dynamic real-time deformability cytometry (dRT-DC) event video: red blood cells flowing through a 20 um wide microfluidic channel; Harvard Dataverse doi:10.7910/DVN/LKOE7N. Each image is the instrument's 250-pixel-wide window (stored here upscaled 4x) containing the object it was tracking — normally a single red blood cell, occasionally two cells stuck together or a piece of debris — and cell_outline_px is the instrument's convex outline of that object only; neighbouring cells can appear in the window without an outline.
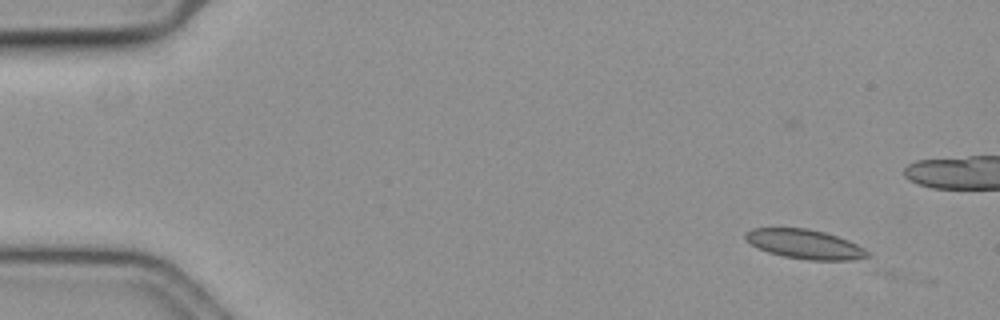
{"species": "common noctule bat (a hibernating species)", "species_latin": "Nyctalus noctula", "temperature_condition": "cold", "stored_images_in_passage": 4, "camera_frame_rate_fps": 3000, "um_per_image_px": 0.085, "animal": {"sex": "female", "body_mass_g": 19.3, "forearm_length_mm": 54.1}, "frame": {"image": 1, "passage_image": 1, "time_ms": 0.0, "image_size_px": [1000, 320], "cell_outline_px": [[872, 256], [852, 260], [808, 260], [784, 256], [768, 252], [744, 240], [744, 232], [752, 228], [808, 228], [824, 232], [848, 240], [864, 248]], "centroid_in_image_um": [68.4, 20.75], "position_along_channel_um": 16.6, "area_um2": 20.87}}